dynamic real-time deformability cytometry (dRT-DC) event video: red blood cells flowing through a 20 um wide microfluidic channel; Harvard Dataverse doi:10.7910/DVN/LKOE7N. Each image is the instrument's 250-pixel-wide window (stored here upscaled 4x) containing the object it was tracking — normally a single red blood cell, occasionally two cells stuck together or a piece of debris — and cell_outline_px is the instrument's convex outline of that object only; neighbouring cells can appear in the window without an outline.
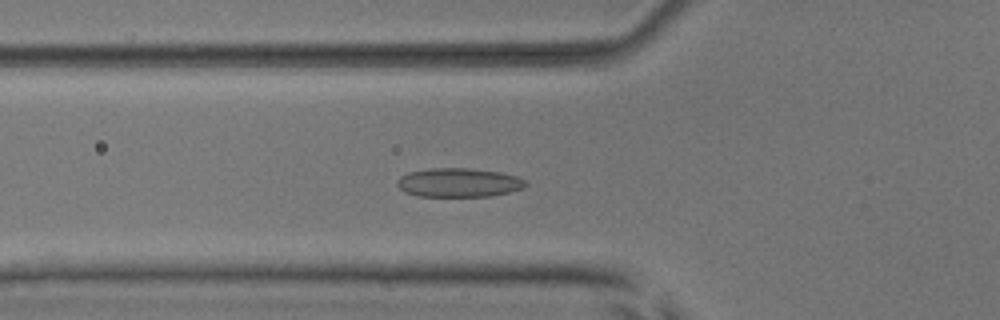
{"species": "common noctule bat (a hibernating species)", "species_latin": "Nyctalus noctula", "temperature_condition": "room temperature", "stored_images_in_passage": 54, "camera_frame_rate_fps": 3000, "um_per_image_px": 0.085, "animal": {"sex": "male", "body_mass_g": 17.9, "forearm_length_mm": 54.2}, "frame": {"image": 1, "passage_image": 19, "time_ms": 6.0, "image_size_px": [1000, 320], "cell_outline_px": [[528, 184], [524, 188], [492, 196], [416, 196], [404, 192], [396, 184], [396, 180], [400, 176], [408, 172], [428, 168], [468, 168], [500, 172], [516, 176], [524, 180]], "centroid_in_image_um": [38.96, 15.52], "position_along_channel_um": 86.8, "area_um2": 21.79}}
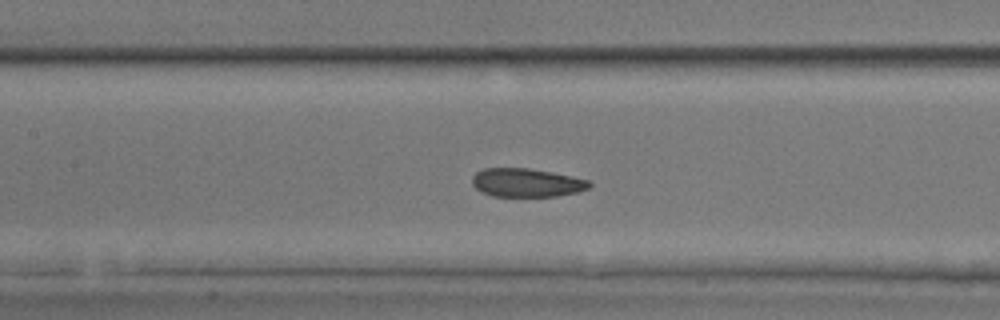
{"frame": {"image": 2, "passage_image": 25, "time_ms": 8.0, "image_size_px": [1000, 320], "cell_outline_px": [[592, 184], [588, 188], [576, 192], [556, 196], [492, 196], [480, 192], [472, 184], [472, 176], [476, 172], [484, 168], [528, 168], [552, 172], [572, 176], [588, 180]], "centroid_in_image_um": [44.72, 15.52], "position_along_channel_um": 162.7, "area_um2": 19.48}}
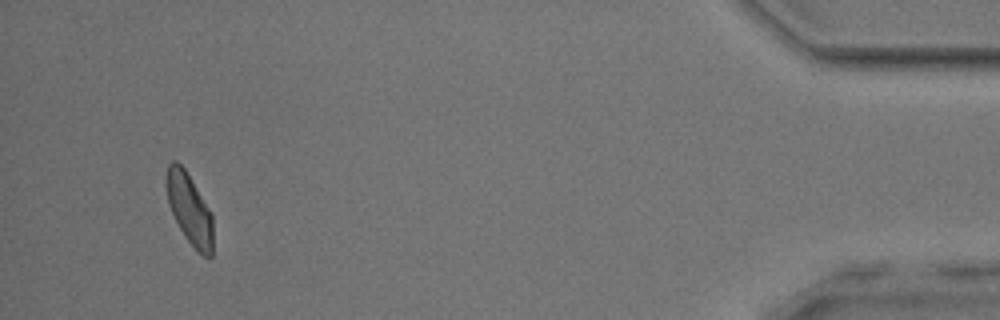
{"frame": {"image": 3, "passage_image": 51, "time_ms": 16.667, "image_size_px": [1000, 320], "cell_outline_px": [[212, 256], [204, 256], [184, 236], [168, 204], [164, 184], [164, 180], [168, 164], [172, 160], [176, 160], [184, 168], [212, 212]], "centroid_in_image_um": [16.07, 17.69], "position_along_channel_um": 419.1, "area_um2": 19.19}, "authors_computed_cell_mechanics": {"area_um2": 20.5768, "velocity_mm_per_s": 3.7858, "shape_relaxation_time_tau1_ms": 5.3778, "shape_relaxation_time_tau2_ms": 1.7897, "deformation_change_tau1": 0.1264, "deformation_change_tau2": 0.0636}}